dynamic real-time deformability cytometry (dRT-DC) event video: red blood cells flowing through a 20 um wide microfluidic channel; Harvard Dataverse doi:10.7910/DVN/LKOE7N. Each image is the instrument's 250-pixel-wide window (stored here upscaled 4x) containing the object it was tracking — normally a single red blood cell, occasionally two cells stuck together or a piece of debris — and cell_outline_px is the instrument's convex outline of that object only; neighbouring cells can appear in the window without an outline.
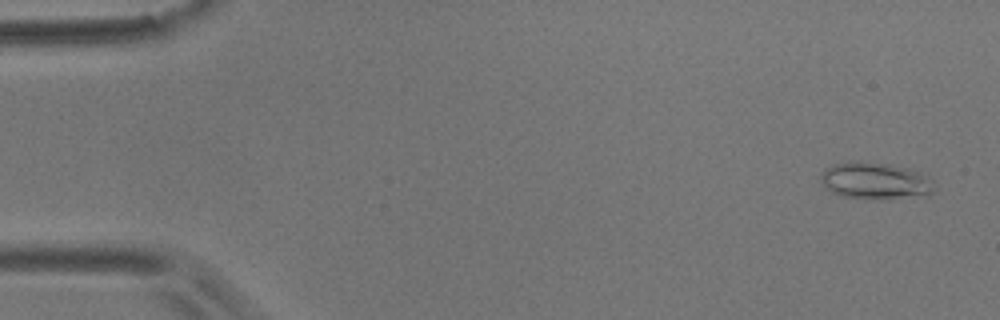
{"species": "common noctule bat (a hibernating species)", "species_latin": "Nyctalus noctula", "temperature_condition": "room temperature", "stored_images_in_passage": 4, "camera_frame_rate_fps": 3000, "um_per_image_px": 0.085, "animal": {"sex": "male", "body_mass_g": 17.9}, "frame": {"image": 1, "passage_image": 1, "time_ms": 0.0, "image_size_px": [1000, 320], "cell_outline_px": [[936, 188], [928, 196], [888, 200], [872, 200], [840, 196], [824, 188], [820, 180], [820, 176], [824, 168], [832, 164], [848, 160], [860, 160], [888, 164], [908, 168], [920, 172], [932, 180]], "centroid_in_image_um": [74.38, 15.38], "position_along_channel_um": 10.6, "area_um2": 25.49}}